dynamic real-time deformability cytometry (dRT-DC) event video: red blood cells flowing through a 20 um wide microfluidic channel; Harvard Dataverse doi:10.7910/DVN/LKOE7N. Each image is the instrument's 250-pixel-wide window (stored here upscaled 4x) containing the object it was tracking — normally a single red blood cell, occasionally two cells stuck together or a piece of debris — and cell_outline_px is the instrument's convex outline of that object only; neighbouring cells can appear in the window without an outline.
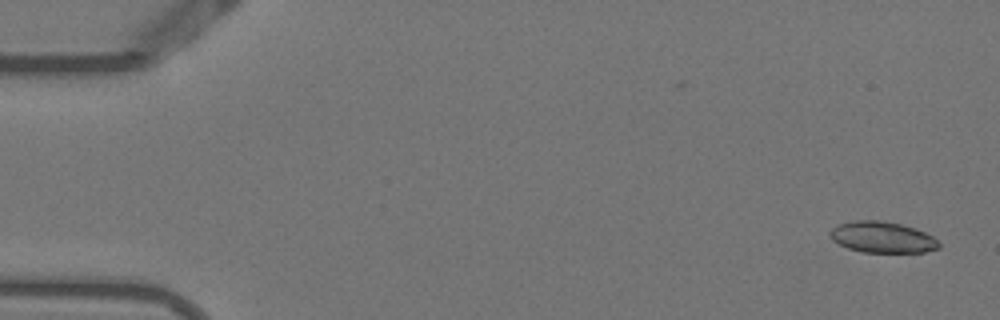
{"species": "Egyptian fruit bat (a non-hibernating species)", "species_latin": "Rousettus aegyptiacus", "temperature_condition": "warm", "stored_images_in_passage": 42, "camera_frame_rate_fps": 3000, "um_per_image_px": 0.085, "animal": {"sex": "female"}, "frame": {"image": 1, "passage_image": 2, "time_ms": 0.333, "image_size_px": [1000, 320], "cell_outline_px": [[940, 248], [924, 252], [860, 252], [848, 248], [832, 240], [828, 236], [828, 232], [836, 224], [852, 220], [880, 220], [900, 224], [924, 232], [932, 236], [940, 244]], "centroid_in_image_um": [74.93, 20.16], "position_along_channel_um": 10.1, "area_um2": 19.83}}
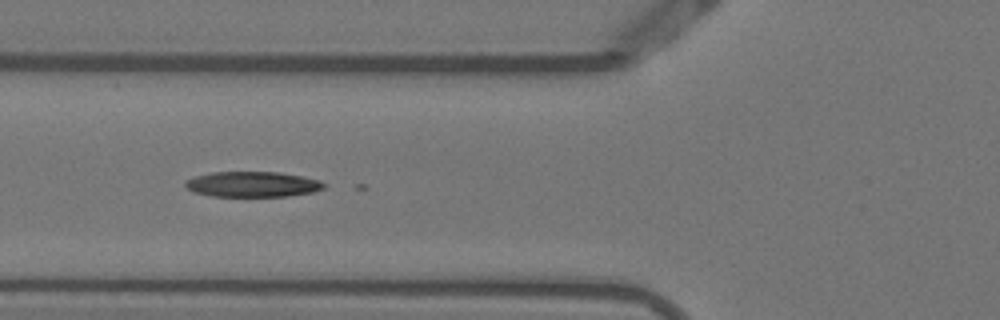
{"frame": {"image": 2, "passage_image": 20, "time_ms": 6.333, "image_size_px": [1000, 320], "cell_outline_px": [[328, 184], [324, 188], [312, 192], [288, 196], [212, 196], [192, 192], [184, 184], [188, 180], [196, 176], [212, 172], [276, 172], [300, 176], [320, 180]], "centroid_in_image_um": [21.49, 15.67], "position_along_channel_um": 104.3, "area_um2": 20.4}}
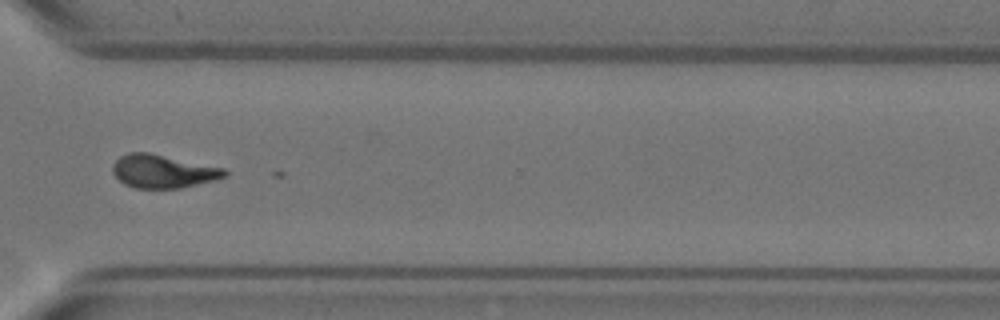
{"frame": {"image": 3, "passage_image": 40, "time_ms": 13.0, "image_size_px": [1000, 320], "cell_outline_px": [[228, 176], [180, 188], [136, 188], [124, 184], [112, 172], [112, 164], [120, 156], [128, 152], [148, 152], [224, 168], [228, 172]], "centroid_in_image_um": [13.83, 14.55], "position_along_channel_um": 356.8, "area_um2": 21.56}}